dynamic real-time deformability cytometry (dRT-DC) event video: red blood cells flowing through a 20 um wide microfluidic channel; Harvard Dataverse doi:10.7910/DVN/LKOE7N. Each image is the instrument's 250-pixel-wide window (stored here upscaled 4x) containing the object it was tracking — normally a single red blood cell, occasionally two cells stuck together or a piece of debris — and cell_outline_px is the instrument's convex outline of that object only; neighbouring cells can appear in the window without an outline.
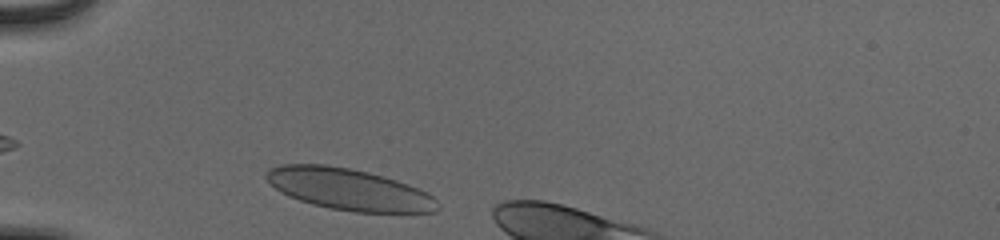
{"species": "human", "species_latin": "Homo sapiens", "temperature_condition": "cold", "stored_images_in_passage": 6, "camera_frame_rate_fps": 3000, "um_per_image_px": 0.085, "donor": {"sex": "male"}, "frame": {"image": 1, "passage_image": 1, "time_ms": 0.0, "image_size_px": [1000, 240], "cell_outline_px": [[440, 208], [436, 212], [352, 212], [328, 208], [312, 204], [288, 196], [280, 192], [264, 176], [268, 168], [284, 164], [324, 164], [348, 168], [368, 172], [384, 176], [408, 184], [428, 192], [440, 204]], "centroid_in_image_um": [29.67, 16.09], "position_along_channel_um": 55.3, "area_um2": 41.56}}